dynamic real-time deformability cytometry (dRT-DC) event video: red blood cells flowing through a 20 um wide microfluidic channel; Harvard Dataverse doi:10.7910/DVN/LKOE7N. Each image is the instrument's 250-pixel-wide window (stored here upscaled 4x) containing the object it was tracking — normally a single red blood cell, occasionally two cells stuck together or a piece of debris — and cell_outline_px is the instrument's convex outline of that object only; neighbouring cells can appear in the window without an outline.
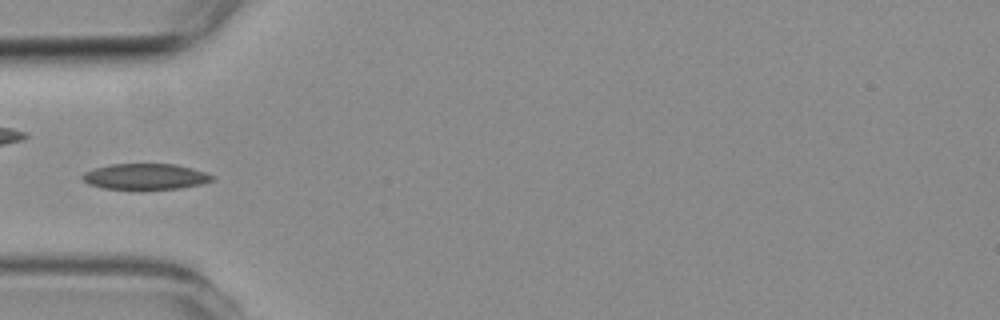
{"species": "common noctule bat (a hibernating species)", "species_latin": "Nyctalus noctula", "temperature_condition": "room temperature", "stored_images_in_passage": 5, "camera_frame_rate_fps": 3000, "um_per_image_px": 0.085, "animal": {"sex": "female", "body_mass_g": 19.3, "forearm_length_mm": 54.1}, "frame": {"image": 1, "passage_image": 5, "time_ms": 5.333, "image_size_px": [1000, 320], "cell_outline_px": [[216, 180], [200, 184], [180, 188], [140, 192], [104, 188], [88, 184], [80, 176], [84, 172], [96, 168], [112, 164], [176, 164], [192, 168], [216, 176]], "centroid_in_image_um": [12.37, 15.05], "position_along_channel_um": 72.6, "area_um2": 20.35}}